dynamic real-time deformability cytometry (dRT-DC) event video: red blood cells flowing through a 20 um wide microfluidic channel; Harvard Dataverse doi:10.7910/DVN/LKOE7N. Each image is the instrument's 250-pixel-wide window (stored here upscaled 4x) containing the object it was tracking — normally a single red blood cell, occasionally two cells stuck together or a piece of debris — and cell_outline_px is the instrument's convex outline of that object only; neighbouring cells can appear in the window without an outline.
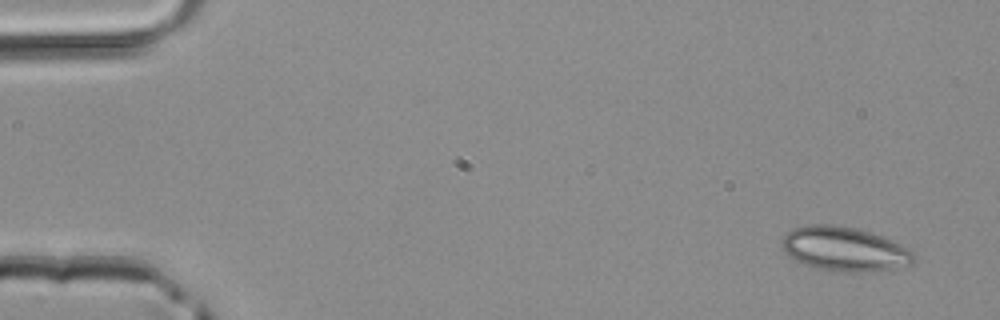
{"species": "common noctule bat (a hibernating species)", "species_latin": "Nyctalus noctula", "temperature_condition": "room temperature", "stored_images_in_passage": 4, "camera_frame_rate_fps": 3000, "um_per_image_px": 0.085, "animal": {"sex": "male", "body_mass_g": 20.4}, "frame": {"image": 1, "passage_image": 1, "time_ms": 0.0, "image_size_px": [1000, 320], "cell_outline_px": [[916, 256], [912, 264], [872, 272], [848, 272], [820, 268], [808, 264], [792, 256], [784, 248], [780, 240], [792, 228], [812, 224], [828, 224], [852, 228], [884, 236], [912, 248]], "centroid_in_image_um": [71.88, 21.15], "position_along_channel_um": 13.1, "area_um2": 33.58}}